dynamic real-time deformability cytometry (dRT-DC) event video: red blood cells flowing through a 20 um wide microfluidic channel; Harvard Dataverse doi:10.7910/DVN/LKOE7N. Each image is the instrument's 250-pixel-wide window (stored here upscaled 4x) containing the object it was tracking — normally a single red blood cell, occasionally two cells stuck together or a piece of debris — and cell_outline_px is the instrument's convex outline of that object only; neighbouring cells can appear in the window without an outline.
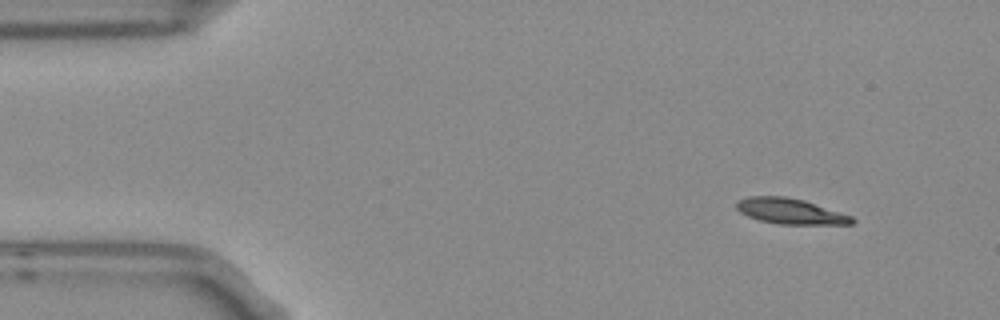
{"species": "Egyptian fruit bat (a non-hibernating species)", "species_latin": "Rousettus aegyptiacus", "temperature_condition": "room temperature", "stored_images_in_passage": 4, "camera_frame_rate_fps": 3000, "um_per_image_px": 0.085, "frame": {"image": 1, "passage_image": 1, "time_ms": 0.0, "image_size_px": [1000, 320], "cell_outline_px": [[856, 220], [852, 224], [780, 224], [760, 220], [748, 216], [740, 212], [736, 208], [736, 204], [740, 200], [748, 196], [784, 196], [804, 200], [852, 216]], "centroid_in_image_um": [67.18, 17.95], "position_along_channel_um": 17.8, "area_um2": 17.05}}